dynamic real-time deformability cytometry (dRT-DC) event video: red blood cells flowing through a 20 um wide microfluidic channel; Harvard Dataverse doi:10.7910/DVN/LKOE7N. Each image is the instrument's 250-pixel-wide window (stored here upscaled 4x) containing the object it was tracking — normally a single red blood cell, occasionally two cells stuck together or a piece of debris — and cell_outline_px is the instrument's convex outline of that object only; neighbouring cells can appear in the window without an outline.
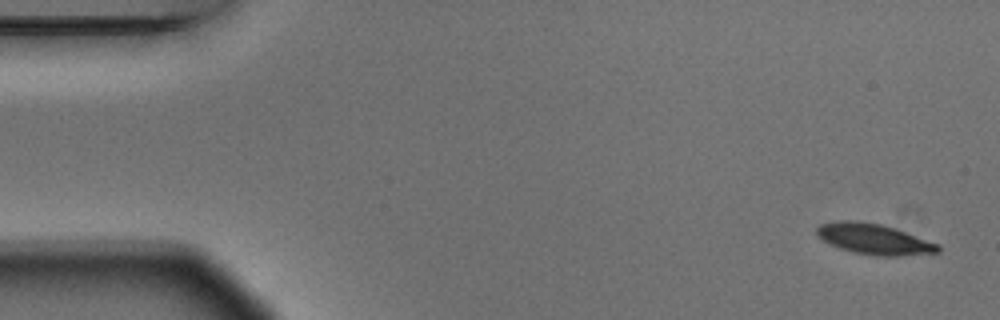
{"species": "Egyptian fruit bat (a non-hibernating species)", "species_latin": "Rousettus aegyptiacus", "temperature_condition": "warm", "stored_images_in_passage": 5, "camera_frame_rate_fps": 3000, "um_per_image_px": 0.085, "animal": {"sex": "male"}, "frame": {"image": 1, "passage_image": 1, "time_ms": 0.0, "image_size_px": [1000, 320], "cell_outline_px": [[940, 252], [900, 256], [872, 256], [852, 252], [840, 248], [816, 236], [816, 228], [820, 224], [840, 220], [856, 220], [884, 224], [940, 244]], "centroid_in_image_um": [74.31, 20.31], "position_along_channel_um": 10.7, "area_um2": 21.91}}
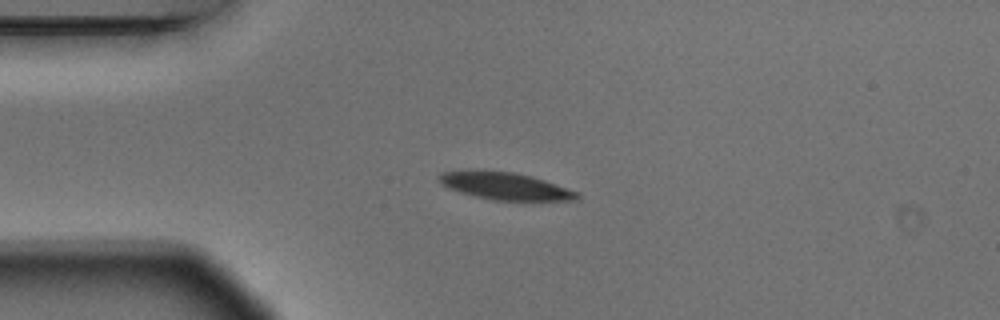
{"frame": {"image": 2, "passage_image": 4, "time_ms": 1.0, "image_size_px": [1000, 320], "cell_outline_px": [[580, 200], [492, 200], [460, 192], [448, 188], [440, 184], [436, 176], [440, 172], [468, 168], [512, 172], [532, 176], [580, 192]], "centroid_in_image_um": [42.86, 15.78], "position_along_channel_um": 42.1, "area_um2": 22.48}}